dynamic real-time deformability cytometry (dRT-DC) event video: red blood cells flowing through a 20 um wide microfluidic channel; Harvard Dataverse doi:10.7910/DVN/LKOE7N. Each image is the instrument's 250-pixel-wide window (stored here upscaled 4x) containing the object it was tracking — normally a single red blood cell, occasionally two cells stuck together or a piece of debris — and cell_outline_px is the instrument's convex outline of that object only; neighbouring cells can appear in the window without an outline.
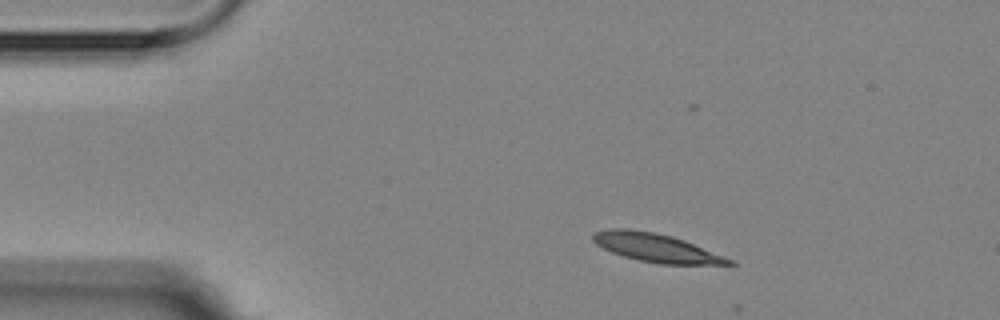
{"species": "Egyptian fruit bat (a non-hibernating species)", "species_latin": "Rousettus aegyptiacus", "temperature_condition": "room temperature", "stored_images_in_passage": 5, "camera_frame_rate_fps": 3000, "um_per_image_px": 0.085, "animal": {"sex": "female"}, "frame": {"image": 1, "passage_image": 2, "time_ms": 1.0, "image_size_px": [1000, 320], "cell_outline_px": [[736, 264], [660, 264], [636, 260], [612, 252], [596, 244], [592, 240], [592, 232], [608, 228], [628, 228], [652, 232], [672, 236], [684, 240], [732, 260]], "centroid_in_image_um": [55.68, 21.04], "position_along_channel_um": 29.3, "area_um2": 22.31}}
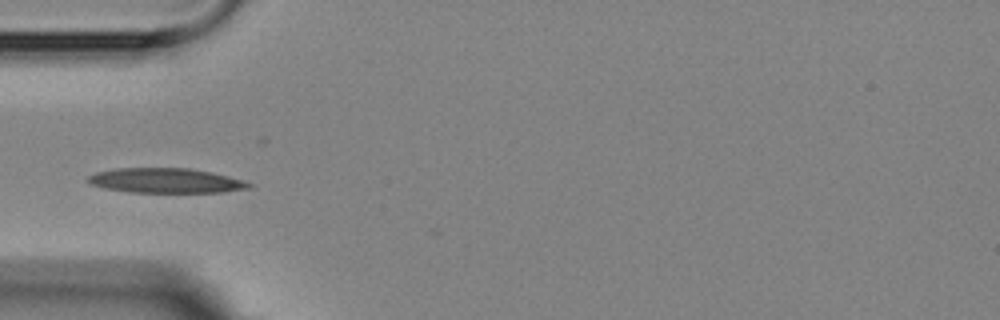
{"frame": {"image": 2, "passage_image": 4, "time_ms": 3.667, "image_size_px": [1000, 320], "cell_outline_px": [[252, 188], [224, 192], [132, 192], [104, 188], [88, 184], [84, 180], [88, 176], [96, 172], [116, 168], [188, 168], [212, 172], [244, 180], [252, 184]], "centroid_in_image_um": [14.07, 15.35], "position_along_channel_um": 70.9, "area_um2": 23.41}}
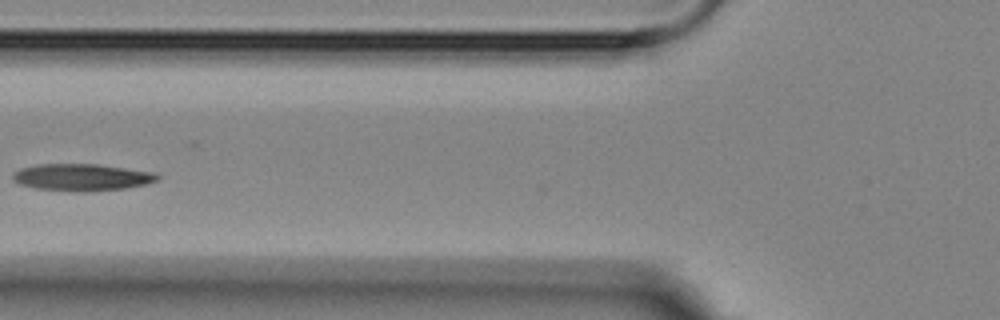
{"frame": {"image": 3, "passage_image": 5, "time_ms": 5.0, "image_size_px": [1000, 320], "cell_outline_px": [[160, 176], [156, 180], [144, 184], [128, 188], [84, 192], [72, 192], [36, 188], [20, 184], [12, 180], [12, 172], [20, 168], [36, 164], [96, 164], [156, 172]], "centroid_in_image_um": [6.92, 15.07], "position_along_channel_um": 118.9, "area_um2": 22.95}}